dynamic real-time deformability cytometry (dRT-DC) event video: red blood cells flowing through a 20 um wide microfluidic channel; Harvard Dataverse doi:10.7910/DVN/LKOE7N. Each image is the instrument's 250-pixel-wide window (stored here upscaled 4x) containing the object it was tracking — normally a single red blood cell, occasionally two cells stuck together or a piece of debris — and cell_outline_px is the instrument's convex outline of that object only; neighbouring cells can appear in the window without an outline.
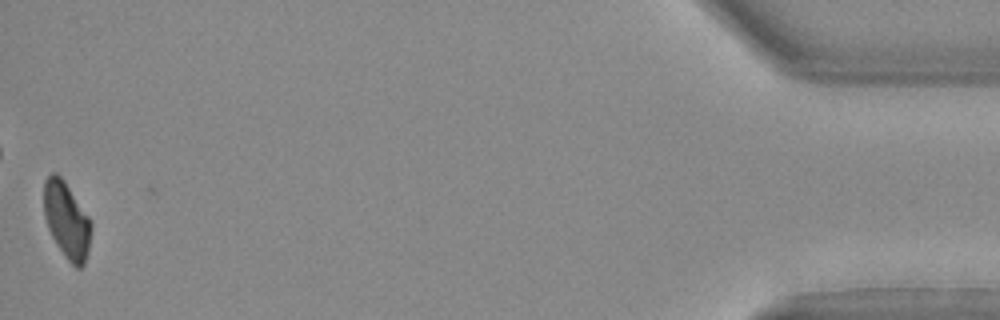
{"species": "Egyptian fruit bat (a non-hibernating species)", "species_latin": "Rousettus aegyptiacus", "temperature_condition": "warm", "stored_images_in_passage": 39, "camera_frame_rate_fps": 3000, "um_per_image_px": 0.085, "animal": {"sex": "female"}, "frame": {"image": 1, "passage_image": 39, "time_ms": 12.667, "image_size_px": [1000, 320], "cell_outline_px": [[92, 228], [88, 252], [84, 264], [80, 268], [76, 268], [68, 260], [56, 244], [48, 228], [44, 216], [44, 180], [52, 172], [56, 172], [64, 180], [88, 216], [92, 224]], "centroid_in_image_um": [5.67, 18.72], "position_along_channel_um": 429.5, "area_um2": 20.98}}